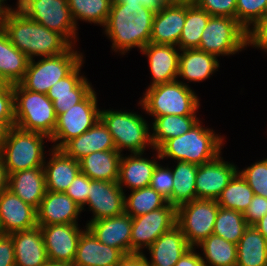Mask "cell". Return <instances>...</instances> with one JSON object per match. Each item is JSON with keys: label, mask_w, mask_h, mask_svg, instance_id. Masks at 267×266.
Segmentation results:
<instances>
[{"label": "cell", "mask_w": 267, "mask_h": 266, "mask_svg": "<svg viewBox=\"0 0 267 266\" xmlns=\"http://www.w3.org/2000/svg\"><path fill=\"white\" fill-rule=\"evenodd\" d=\"M155 12L141 4L112 3L104 34L112 50L126 55L132 48L141 51L150 43Z\"/></svg>", "instance_id": "6da1fadb"}, {"label": "cell", "mask_w": 267, "mask_h": 266, "mask_svg": "<svg viewBox=\"0 0 267 266\" xmlns=\"http://www.w3.org/2000/svg\"><path fill=\"white\" fill-rule=\"evenodd\" d=\"M10 42L29 60L65 53L72 45L57 32L26 17L16 7L6 10L2 28Z\"/></svg>", "instance_id": "7a4b0ae2"}, {"label": "cell", "mask_w": 267, "mask_h": 266, "mask_svg": "<svg viewBox=\"0 0 267 266\" xmlns=\"http://www.w3.org/2000/svg\"><path fill=\"white\" fill-rule=\"evenodd\" d=\"M199 120L185 134L166 140L155 149L156 159L172 158L173 160L201 165L216 158L222 153L224 137L215 134L213 129L204 127Z\"/></svg>", "instance_id": "3957f363"}, {"label": "cell", "mask_w": 267, "mask_h": 266, "mask_svg": "<svg viewBox=\"0 0 267 266\" xmlns=\"http://www.w3.org/2000/svg\"><path fill=\"white\" fill-rule=\"evenodd\" d=\"M147 88L138 105L149 116L197 115L200 99L184 81L177 79Z\"/></svg>", "instance_id": "277c9868"}, {"label": "cell", "mask_w": 267, "mask_h": 266, "mask_svg": "<svg viewBox=\"0 0 267 266\" xmlns=\"http://www.w3.org/2000/svg\"><path fill=\"white\" fill-rule=\"evenodd\" d=\"M15 126L48 136L53 135L57 115L46 94L26 90L20 83L13 85Z\"/></svg>", "instance_id": "5b68a950"}, {"label": "cell", "mask_w": 267, "mask_h": 266, "mask_svg": "<svg viewBox=\"0 0 267 266\" xmlns=\"http://www.w3.org/2000/svg\"><path fill=\"white\" fill-rule=\"evenodd\" d=\"M44 139L50 138L44 134L26 131L16 126L10 127L0 151L8 174L43 167L45 162Z\"/></svg>", "instance_id": "8992f818"}, {"label": "cell", "mask_w": 267, "mask_h": 266, "mask_svg": "<svg viewBox=\"0 0 267 266\" xmlns=\"http://www.w3.org/2000/svg\"><path fill=\"white\" fill-rule=\"evenodd\" d=\"M143 115L133 111L100 110V119L112 135L116 150L123 154L124 149L130 153H144L151 142L150 127Z\"/></svg>", "instance_id": "52a82bcc"}, {"label": "cell", "mask_w": 267, "mask_h": 266, "mask_svg": "<svg viewBox=\"0 0 267 266\" xmlns=\"http://www.w3.org/2000/svg\"><path fill=\"white\" fill-rule=\"evenodd\" d=\"M83 54L71 46L65 53L29 60L20 84L29 91L47 94L60 79L68 76L83 60Z\"/></svg>", "instance_id": "ba28073f"}, {"label": "cell", "mask_w": 267, "mask_h": 266, "mask_svg": "<svg viewBox=\"0 0 267 266\" xmlns=\"http://www.w3.org/2000/svg\"><path fill=\"white\" fill-rule=\"evenodd\" d=\"M247 30L235 19L210 16L197 49L216 57L230 56L247 48Z\"/></svg>", "instance_id": "9c48e42d"}, {"label": "cell", "mask_w": 267, "mask_h": 266, "mask_svg": "<svg viewBox=\"0 0 267 266\" xmlns=\"http://www.w3.org/2000/svg\"><path fill=\"white\" fill-rule=\"evenodd\" d=\"M17 9L34 22L61 34L75 46L78 27L72 19L68 0H19Z\"/></svg>", "instance_id": "30bf717a"}, {"label": "cell", "mask_w": 267, "mask_h": 266, "mask_svg": "<svg viewBox=\"0 0 267 266\" xmlns=\"http://www.w3.org/2000/svg\"><path fill=\"white\" fill-rule=\"evenodd\" d=\"M97 93L93 90L83 101L57 116L50 141L52 148L61 149L68 141L89 130L100 118Z\"/></svg>", "instance_id": "8fae6325"}, {"label": "cell", "mask_w": 267, "mask_h": 266, "mask_svg": "<svg viewBox=\"0 0 267 266\" xmlns=\"http://www.w3.org/2000/svg\"><path fill=\"white\" fill-rule=\"evenodd\" d=\"M218 210L212 199H195L177 208V225L191 247L213 234Z\"/></svg>", "instance_id": "7c38bea8"}, {"label": "cell", "mask_w": 267, "mask_h": 266, "mask_svg": "<svg viewBox=\"0 0 267 266\" xmlns=\"http://www.w3.org/2000/svg\"><path fill=\"white\" fill-rule=\"evenodd\" d=\"M177 225V208L169 203L141 216L132 217L131 254H143L163 233Z\"/></svg>", "instance_id": "4fadbf2b"}, {"label": "cell", "mask_w": 267, "mask_h": 266, "mask_svg": "<svg viewBox=\"0 0 267 266\" xmlns=\"http://www.w3.org/2000/svg\"><path fill=\"white\" fill-rule=\"evenodd\" d=\"M78 224L40 226L49 262L72 265L82 232Z\"/></svg>", "instance_id": "5bb4252c"}, {"label": "cell", "mask_w": 267, "mask_h": 266, "mask_svg": "<svg viewBox=\"0 0 267 266\" xmlns=\"http://www.w3.org/2000/svg\"><path fill=\"white\" fill-rule=\"evenodd\" d=\"M125 192L120 188L117 181L92 180L86 204L93 213L92 219L86 226L95 220L119 216L125 213Z\"/></svg>", "instance_id": "9a60e30c"}, {"label": "cell", "mask_w": 267, "mask_h": 266, "mask_svg": "<svg viewBox=\"0 0 267 266\" xmlns=\"http://www.w3.org/2000/svg\"><path fill=\"white\" fill-rule=\"evenodd\" d=\"M222 154L198 165L195 178L196 198L217 200L223 189L238 171L237 165L223 160Z\"/></svg>", "instance_id": "2e32d148"}, {"label": "cell", "mask_w": 267, "mask_h": 266, "mask_svg": "<svg viewBox=\"0 0 267 266\" xmlns=\"http://www.w3.org/2000/svg\"><path fill=\"white\" fill-rule=\"evenodd\" d=\"M83 62L68 76L57 81L46 94L53 102L57 116L83 101L94 90L88 78L80 73Z\"/></svg>", "instance_id": "e0dca14e"}, {"label": "cell", "mask_w": 267, "mask_h": 266, "mask_svg": "<svg viewBox=\"0 0 267 266\" xmlns=\"http://www.w3.org/2000/svg\"><path fill=\"white\" fill-rule=\"evenodd\" d=\"M0 224L2 234L9 235L34 228L37 226L36 209L6 189L0 194Z\"/></svg>", "instance_id": "ac0fdd59"}, {"label": "cell", "mask_w": 267, "mask_h": 266, "mask_svg": "<svg viewBox=\"0 0 267 266\" xmlns=\"http://www.w3.org/2000/svg\"><path fill=\"white\" fill-rule=\"evenodd\" d=\"M37 212V225L77 224L81 207L65 192L46 191Z\"/></svg>", "instance_id": "d6986e66"}, {"label": "cell", "mask_w": 267, "mask_h": 266, "mask_svg": "<svg viewBox=\"0 0 267 266\" xmlns=\"http://www.w3.org/2000/svg\"><path fill=\"white\" fill-rule=\"evenodd\" d=\"M102 244L119 249L124 255L131 254L132 216H119L95 220L87 225Z\"/></svg>", "instance_id": "ffe728a7"}, {"label": "cell", "mask_w": 267, "mask_h": 266, "mask_svg": "<svg viewBox=\"0 0 267 266\" xmlns=\"http://www.w3.org/2000/svg\"><path fill=\"white\" fill-rule=\"evenodd\" d=\"M179 50L178 46L148 43L140 51L142 55H146L148 58L149 69L152 75V82L148 87L178 79Z\"/></svg>", "instance_id": "44dd1931"}, {"label": "cell", "mask_w": 267, "mask_h": 266, "mask_svg": "<svg viewBox=\"0 0 267 266\" xmlns=\"http://www.w3.org/2000/svg\"><path fill=\"white\" fill-rule=\"evenodd\" d=\"M125 255L117 248L102 244L86 228L78 241L73 266H116Z\"/></svg>", "instance_id": "7402d4cb"}, {"label": "cell", "mask_w": 267, "mask_h": 266, "mask_svg": "<svg viewBox=\"0 0 267 266\" xmlns=\"http://www.w3.org/2000/svg\"><path fill=\"white\" fill-rule=\"evenodd\" d=\"M186 19V5L164 6L155 12L150 43L178 46Z\"/></svg>", "instance_id": "603a6c76"}, {"label": "cell", "mask_w": 267, "mask_h": 266, "mask_svg": "<svg viewBox=\"0 0 267 266\" xmlns=\"http://www.w3.org/2000/svg\"><path fill=\"white\" fill-rule=\"evenodd\" d=\"M61 150L67 156L80 161L92 152L116 150V147L108 128L99 118L89 130L68 141Z\"/></svg>", "instance_id": "cb8c5ba5"}, {"label": "cell", "mask_w": 267, "mask_h": 266, "mask_svg": "<svg viewBox=\"0 0 267 266\" xmlns=\"http://www.w3.org/2000/svg\"><path fill=\"white\" fill-rule=\"evenodd\" d=\"M49 160L44 162L46 190L65 192L81 172L79 161L67 156L61 149L50 148ZM52 156V157H51Z\"/></svg>", "instance_id": "d4e9b609"}, {"label": "cell", "mask_w": 267, "mask_h": 266, "mask_svg": "<svg viewBox=\"0 0 267 266\" xmlns=\"http://www.w3.org/2000/svg\"><path fill=\"white\" fill-rule=\"evenodd\" d=\"M10 235L14 243L15 266H44L48 262L40 226Z\"/></svg>", "instance_id": "484cf974"}, {"label": "cell", "mask_w": 267, "mask_h": 266, "mask_svg": "<svg viewBox=\"0 0 267 266\" xmlns=\"http://www.w3.org/2000/svg\"><path fill=\"white\" fill-rule=\"evenodd\" d=\"M8 189L37 210L47 191L44 168L35 167L9 174Z\"/></svg>", "instance_id": "4316f807"}, {"label": "cell", "mask_w": 267, "mask_h": 266, "mask_svg": "<svg viewBox=\"0 0 267 266\" xmlns=\"http://www.w3.org/2000/svg\"><path fill=\"white\" fill-rule=\"evenodd\" d=\"M143 154L145 153H132L128 156L122 154L117 183L123 191L124 187L135 190L150 186L158 161L154 157L152 160L144 158Z\"/></svg>", "instance_id": "83f0119b"}, {"label": "cell", "mask_w": 267, "mask_h": 266, "mask_svg": "<svg viewBox=\"0 0 267 266\" xmlns=\"http://www.w3.org/2000/svg\"><path fill=\"white\" fill-rule=\"evenodd\" d=\"M182 230L178 225L163 233L148 248L150 260L149 266H175L182 255L190 249Z\"/></svg>", "instance_id": "f1b7e54d"}, {"label": "cell", "mask_w": 267, "mask_h": 266, "mask_svg": "<svg viewBox=\"0 0 267 266\" xmlns=\"http://www.w3.org/2000/svg\"><path fill=\"white\" fill-rule=\"evenodd\" d=\"M180 52L177 78L199 83L209 79L220 67L218 57L197 48L184 49Z\"/></svg>", "instance_id": "f546056e"}, {"label": "cell", "mask_w": 267, "mask_h": 266, "mask_svg": "<svg viewBox=\"0 0 267 266\" xmlns=\"http://www.w3.org/2000/svg\"><path fill=\"white\" fill-rule=\"evenodd\" d=\"M121 156L118 150L92 152L79 161L80 170L92 180L118 181Z\"/></svg>", "instance_id": "4dcf8cb0"}, {"label": "cell", "mask_w": 267, "mask_h": 266, "mask_svg": "<svg viewBox=\"0 0 267 266\" xmlns=\"http://www.w3.org/2000/svg\"><path fill=\"white\" fill-rule=\"evenodd\" d=\"M28 63V57L10 42L8 36L1 29L0 78L2 81L11 85L19 84L25 76Z\"/></svg>", "instance_id": "1f68e13d"}, {"label": "cell", "mask_w": 267, "mask_h": 266, "mask_svg": "<svg viewBox=\"0 0 267 266\" xmlns=\"http://www.w3.org/2000/svg\"><path fill=\"white\" fill-rule=\"evenodd\" d=\"M236 266H267V240L255 226H248L237 243Z\"/></svg>", "instance_id": "d6a6232c"}, {"label": "cell", "mask_w": 267, "mask_h": 266, "mask_svg": "<svg viewBox=\"0 0 267 266\" xmlns=\"http://www.w3.org/2000/svg\"><path fill=\"white\" fill-rule=\"evenodd\" d=\"M177 165L172 170L173 190L172 195L167 200L172 206H179L191 202L196 198L195 178L198 165L183 161H177Z\"/></svg>", "instance_id": "836d02e7"}, {"label": "cell", "mask_w": 267, "mask_h": 266, "mask_svg": "<svg viewBox=\"0 0 267 266\" xmlns=\"http://www.w3.org/2000/svg\"><path fill=\"white\" fill-rule=\"evenodd\" d=\"M153 119L151 142L154 150L166 140L185 134L200 120L197 115H164Z\"/></svg>", "instance_id": "e575fe53"}, {"label": "cell", "mask_w": 267, "mask_h": 266, "mask_svg": "<svg viewBox=\"0 0 267 266\" xmlns=\"http://www.w3.org/2000/svg\"><path fill=\"white\" fill-rule=\"evenodd\" d=\"M195 248H201V256L205 266H236L237 244L229 242L220 236L211 234L202 240Z\"/></svg>", "instance_id": "d590c367"}, {"label": "cell", "mask_w": 267, "mask_h": 266, "mask_svg": "<svg viewBox=\"0 0 267 266\" xmlns=\"http://www.w3.org/2000/svg\"><path fill=\"white\" fill-rule=\"evenodd\" d=\"M253 196V190L240 172L237 171L216 201L222 208L244 213Z\"/></svg>", "instance_id": "8d00e7d4"}, {"label": "cell", "mask_w": 267, "mask_h": 266, "mask_svg": "<svg viewBox=\"0 0 267 266\" xmlns=\"http://www.w3.org/2000/svg\"><path fill=\"white\" fill-rule=\"evenodd\" d=\"M210 14L194 5H186V19L182 29L178 48L195 49L199 47L202 32L207 26Z\"/></svg>", "instance_id": "74e56055"}, {"label": "cell", "mask_w": 267, "mask_h": 266, "mask_svg": "<svg viewBox=\"0 0 267 266\" xmlns=\"http://www.w3.org/2000/svg\"><path fill=\"white\" fill-rule=\"evenodd\" d=\"M112 1L113 0H68V6L76 26L80 20L104 27L110 13Z\"/></svg>", "instance_id": "f35d334b"}, {"label": "cell", "mask_w": 267, "mask_h": 266, "mask_svg": "<svg viewBox=\"0 0 267 266\" xmlns=\"http://www.w3.org/2000/svg\"><path fill=\"white\" fill-rule=\"evenodd\" d=\"M167 204V199L151 186L131 190L128 196L125 194V213L132 217L144 215Z\"/></svg>", "instance_id": "ab89813d"}, {"label": "cell", "mask_w": 267, "mask_h": 266, "mask_svg": "<svg viewBox=\"0 0 267 266\" xmlns=\"http://www.w3.org/2000/svg\"><path fill=\"white\" fill-rule=\"evenodd\" d=\"M247 227L248 224L242 212L219 206L213 229L214 235L237 244Z\"/></svg>", "instance_id": "60d3db41"}, {"label": "cell", "mask_w": 267, "mask_h": 266, "mask_svg": "<svg viewBox=\"0 0 267 266\" xmlns=\"http://www.w3.org/2000/svg\"><path fill=\"white\" fill-rule=\"evenodd\" d=\"M267 15V0H237L235 19L248 30Z\"/></svg>", "instance_id": "b9f144b4"}, {"label": "cell", "mask_w": 267, "mask_h": 266, "mask_svg": "<svg viewBox=\"0 0 267 266\" xmlns=\"http://www.w3.org/2000/svg\"><path fill=\"white\" fill-rule=\"evenodd\" d=\"M238 171L245 178L254 194L267 198V158Z\"/></svg>", "instance_id": "7bdbcfd3"}, {"label": "cell", "mask_w": 267, "mask_h": 266, "mask_svg": "<svg viewBox=\"0 0 267 266\" xmlns=\"http://www.w3.org/2000/svg\"><path fill=\"white\" fill-rule=\"evenodd\" d=\"M0 122L9 128L15 126L13 85L5 82L0 85Z\"/></svg>", "instance_id": "ee69618b"}, {"label": "cell", "mask_w": 267, "mask_h": 266, "mask_svg": "<svg viewBox=\"0 0 267 266\" xmlns=\"http://www.w3.org/2000/svg\"><path fill=\"white\" fill-rule=\"evenodd\" d=\"M173 179L171 168L159 163L153 172L150 186L168 200L172 195Z\"/></svg>", "instance_id": "f6af8a7d"}, {"label": "cell", "mask_w": 267, "mask_h": 266, "mask_svg": "<svg viewBox=\"0 0 267 266\" xmlns=\"http://www.w3.org/2000/svg\"><path fill=\"white\" fill-rule=\"evenodd\" d=\"M237 0H197L196 5L211 16H227L235 18Z\"/></svg>", "instance_id": "bcb514c9"}, {"label": "cell", "mask_w": 267, "mask_h": 266, "mask_svg": "<svg viewBox=\"0 0 267 266\" xmlns=\"http://www.w3.org/2000/svg\"><path fill=\"white\" fill-rule=\"evenodd\" d=\"M90 183L91 179L80 172L69 185L65 193L82 208L87 202Z\"/></svg>", "instance_id": "7dc6e473"}, {"label": "cell", "mask_w": 267, "mask_h": 266, "mask_svg": "<svg viewBox=\"0 0 267 266\" xmlns=\"http://www.w3.org/2000/svg\"><path fill=\"white\" fill-rule=\"evenodd\" d=\"M247 46H252L267 53V15L255 22L247 30Z\"/></svg>", "instance_id": "c3c4849f"}, {"label": "cell", "mask_w": 267, "mask_h": 266, "mask_svg": "<svg viewBox=\"0 0 267 266\" xmlns=\"http://www.w3.org/2000/svg\"><path fill=\"white\" fill-rule=\"evenodd\" d=\"M267 214V198L254 194L252 201L243 213L248 226H254Z\"/></svg>", "instance_id": "681fc988"}, {"label": "cell", "mask_w": 267, "mask_h": 266, "mask_svg": "<svg viewBox=\"0 0 267 266\" xmlns=\"http://www.w3.org/2000/svg\"><path fill=\"white\" fill-rule=\"evenodd\" d=\"M0 266H15L14 243L9 234L0 235Z\"/></svg>", "instance_id": "f907efd6"}, {"label": "cell", "mask_w": 267, "mask_h": 266, "mask_svg": "<svg viewBox=\"0 0 267 266\" xmlns=\"http://www.w3.org/2000/svg\"><path fill=\"white\" fill-rule=\"evenodd\" d=\"M195 247L188 249L177 261L175 266H205L199 253L195 252Z\"/></svg>", "instance_id": "816d5d0a"}, {"label": "cell", "mask_w": 267, "mask_h": 266, "mask_svg": "<svg viewBox=\"0 0 267 266\" xmlns=\"http://www.w3.org/2000/svg\"><path fill=\"white\" fill-rule=\"evenodd\" d=\"M116 266H149V263L144 253H133L125 255Z\"/></svg>", "instance_id": "f5cc1de1"}, {"label": "cell", "mask_w": 267, "mask_h": 266, "mask_svg": "<svg viewBox=\"0 0 267 266\" xmlns=\"http://www.w3.org/2000/svg\"><path fill=\"white\" fill-rule=\"evenodd\" d=\"M112 3H133L141 4L154 12L160 11L165 5L162 0H113Z\"/></svg>", "instance_id": "db71d44e"}, {"label": "cell", "mask_w": 267, "mask_h": 266, "mask_svg": "<svg viewBox=\"0 0 267 266\" xmlns=\"http://www.w3.org/2000/svg\"><path fill=\"white\" fill-rule=\"evenodd\" d=\"M9 174L4 165L2 158L0 157V194L8 189Z\"/></svg>", "instance_id": "11a10c76"}, {"label": "cell", "mask_w": 267, "mask_h": 266, "mask_svg": "<svg viewBox=\"0 0 267 266\" xmlns=\"http://www.w3.org/2000/svg\"><path fill=\"white\" fill-rule=\"evenodd\" d=\"M254 226L267 240V214L263 216Z\"/></svg>", "instance_id": "9f6ffc18"}, {"label": "cell", "mask_w": 267, "mask_h": 266, "mask_svg": "<svg viewBox=\"0 0 267 266\" xmlns=\"http://www.w3.org/2000/svg\"><path fill=\"white\" fill-rule=\"evenodd\" d=\"M197 0H162L165 6L170 5H194Z\"/></svg>", "instance_id": "6f0895ef"}, {"label": "cell", "mask_w": 267, "mask_h": 266, "mask_svg": "<svg viewBox=\"0 0 267 266\" xmlns=\"http://www.w3.org/2000/svg\"><path fill=\"white\" fill-rule=\"evenodd\" d=\"M8 130H9V127L5 123L0 122V151H1L2 145L4 144Z\"/></svg>", "instance_id": "680465c9"}, {"label": "cell", "mask_w": 267, "mask_h": 266, "mask_svg": "<svg viewBox=\"0 0 267 266\" xmlns=\"http://www.w3.org/2000/svg\"><path fill=\"white\" fill-rule=\"evenodd\" d=\"M5 11L6 9L0 4V30L2 28V21Z\"/></svg>", "instance_id": "91938a15"}, {"label": "cell", "mask_w": 267, "mask_h": 266, "mask_svg": "<svg viewBox=\"0 0 267 266\" xmlns=\"http://www.w3.org/2000/svg\"><path fill=\"white\" fill-rule=\"evenodd\" d=\"M6 0H0V4L6 9V10H10V9H15V8H12L11 6H7V5H5V3H7V2H5ZM17 5H16V8H17V6H18V3H19V0H17Z\"/></svg>", "instance_id": "94428289"}, {"label": "cell", "mask_w": 267, "mask_h": 266, "mask_svg": "<svg viewBox=\"0 0 267 266\" xmlns=\"http://www.w3.org/2000/svg\"><path fill=\"white\" fill-rule=\"evenodd\" d=\"M44 266H73V265L59 264V263L48 261Z\"/></svg>", "instance_id": "6125c7cd"}, {"label": "cell", "mask_w": 267, "mask_h": 266, "mask_svg": "<svg viewBox=\"0 0 267 266\" xmlns=\"http://www.w3.org/2000/svg\"><path fill=\"white\" fill-rule=\"evenodd\" d=\"M2 234V227H1V224H0V235Z\"/></svg>", "instance_id": "be15d7a7"}, {"label": "cell", "mask_w": 267, "mask_h": 266, "mask_svg": "<svg viewBox=\"0 0 267 266\" xmlns=\"http://www.w3.org/2000/svg\"><path fill=\"white\" fill-rule=\"evenodd\" d=\"M4 82L2 81V79L0 78V85L3 84Z\"/></svg>", "instance_id": "e7e4bbea"}]
</instances>
